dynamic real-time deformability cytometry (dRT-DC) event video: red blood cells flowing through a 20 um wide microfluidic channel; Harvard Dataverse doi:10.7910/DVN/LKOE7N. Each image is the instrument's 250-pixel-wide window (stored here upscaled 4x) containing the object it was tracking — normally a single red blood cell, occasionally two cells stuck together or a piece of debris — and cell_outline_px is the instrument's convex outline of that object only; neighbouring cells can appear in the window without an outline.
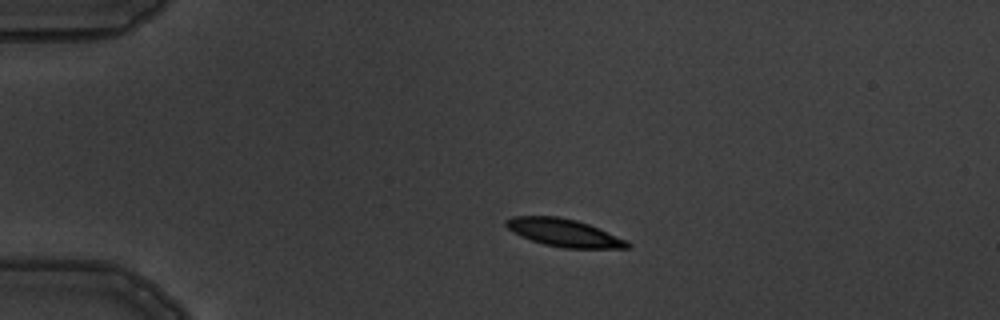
{"species": "common noctule bat (a hibernating species)", "species_latin": "Nyctalus noctula", "temperature_condition": "warm", "stored_images_in_passage": 4, "camera_frame_rate_fps": 3000, "um_per_image_px": 0.085, "animal": {"sex": "male", "body_mass_g": 19.5, "forearm_length_mm": 54.6}, "frame": {"image": 1, "passage_image": 3, "time_ms": 2.333, "image_size_px": [1000, 320], "cell_outline_px": [[632, 244], [628, 248], [564, 248], [544, 244], [532, 240], [512, 232], [504, 224], [504, 220], [512, 216], [556, 216], [576, 220], [588, 224], [628, 240]], "centroid_in_image_um": [47.94, 19.78], "position_along_channel_um": 37.1, "area_um2": 19.54}}